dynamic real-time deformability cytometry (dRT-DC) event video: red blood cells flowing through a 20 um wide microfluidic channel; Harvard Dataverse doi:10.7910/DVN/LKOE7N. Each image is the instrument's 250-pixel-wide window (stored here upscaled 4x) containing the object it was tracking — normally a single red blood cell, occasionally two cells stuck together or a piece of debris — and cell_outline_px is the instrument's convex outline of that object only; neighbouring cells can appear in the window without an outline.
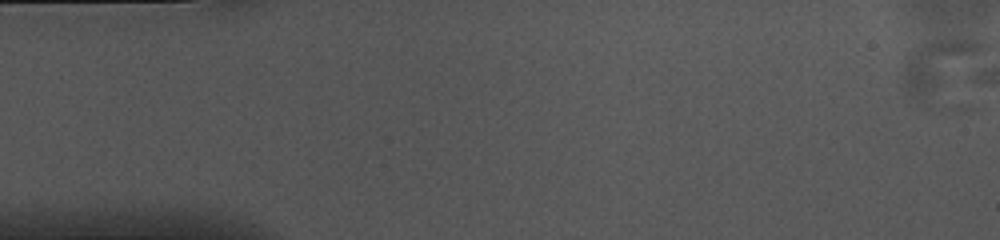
{"species": "common noctule bat (a hibernating species)", "species_latin": "Nyctalus noctula", "temperature_condition": "cold", "stored_images_in_passage": 4, "camera_frame_rate_fps": 3000, "um_per_image_px": 0.085, "animal": {"sex": "female", "body_mass_g": 10.0, "forearm_length_mm": 53.1}, "frame": {"image": 1, "passage_image": 1, "time_ms": 0.0, "image_size_px": [1000, 240], "cell_outline_px": [[984, 44], [928, 104], [916, 100], [904, 92], [900, 88], [896, 72], [904, 56], [928, 44], [940, 40], [972, 40]], "centroid_in_image_um": [79.38, 5.71], "position_along_channel_um": 5.6, "area_um2": 23.12}}